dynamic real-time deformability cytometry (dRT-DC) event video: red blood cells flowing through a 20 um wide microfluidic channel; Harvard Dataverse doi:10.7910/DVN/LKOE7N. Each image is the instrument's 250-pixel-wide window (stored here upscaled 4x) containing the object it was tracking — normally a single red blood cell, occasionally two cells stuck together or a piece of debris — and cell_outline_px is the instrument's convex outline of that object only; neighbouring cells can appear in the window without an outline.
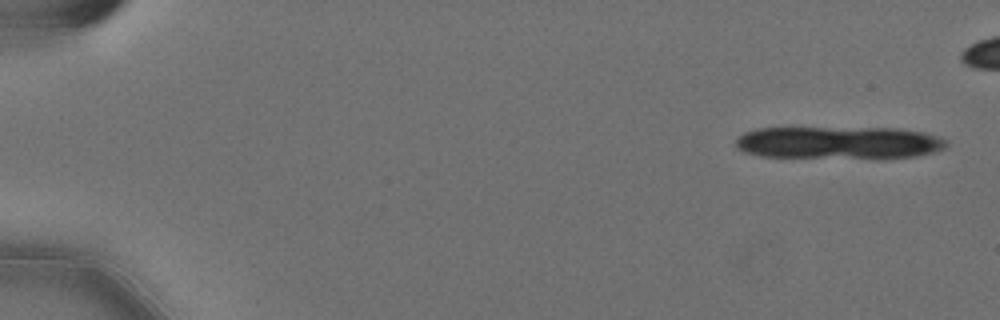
{"species": "Egyptian fruit bat (a non-hibernating species)", "species_latin": "Rousettus aegyptiacus", "temperature_condition": "cold", "stored_images_in_passage": 7, "camera_frame_rate_fps": 3000, "um_per_image_px": 0.085, "animal": {"sex": "female"}, "frame": {"image": 1, "passage_image": 2, "time_ms": 0.333, "image_size_px": [1000, 320], "cell_outline_px": [[948, 144], [944, 148], [936, 152], [916, 156], [760, 156], [744, 152], [736, 148], [736, 140], [744, 132], [756, 128], [900, 128], [924, 132], [948, 140]], "centroid_in_image_um": [71.29, 12.09], "position_along_channel_um": 13.7, "area_um2": 39.02}}